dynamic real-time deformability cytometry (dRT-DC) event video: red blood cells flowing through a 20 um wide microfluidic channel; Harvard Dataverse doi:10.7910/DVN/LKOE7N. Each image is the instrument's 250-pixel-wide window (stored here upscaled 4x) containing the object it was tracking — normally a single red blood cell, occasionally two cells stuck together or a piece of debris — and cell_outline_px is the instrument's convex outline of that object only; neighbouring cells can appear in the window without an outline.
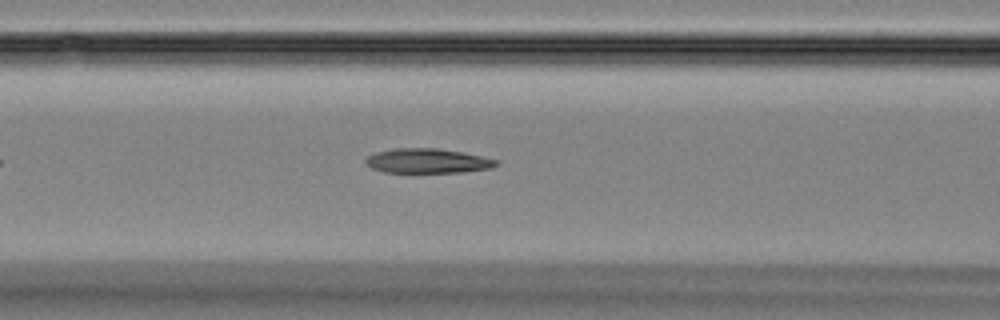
{"species": "Egyptian fruit bat (a non-hibernating species)", "species_latin": "Rousettus aegyptiacus", "temperature_condition": "room temperature", "stored_images_in_passage": 29, "camera_frame_rate_fps": 3000, "um_per_image_px": 0.085, "animal": {"sex": "female"}, "frame": {"image": 1, "passage_image": 12, "time_ms": 3.667, "image_size_px": [1000, 320], "cell_outline_px": [[500, 164], [492, 168], [460, 172], [384, 172], [372, 168], [364, 160], [368, 156], [376, 152], [392, 148], [436, 148], [464, 152], [500, 160]], "centroid_in_image_um": [36.39, 13.67], "position_along_channel_um": 130.2, "area_um2": 18.79}}
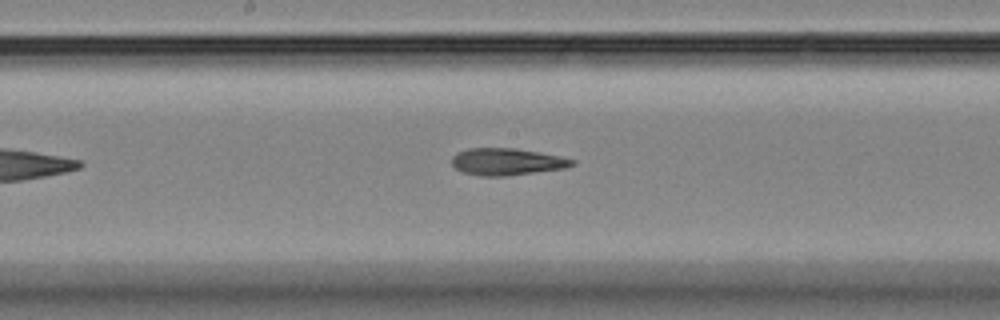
{"frame": {"image": 2, "passage_image": 18, "time_ms": 5.667, "image_size_px": [1000, 320], "cell_outline_px": [[576, 164], [568, 168], [504, 176], [480, 176], [464, 172], [456, 168], [452, 164], [452, 156], [456, 152], [468, 148], [516, 148], [540, 152], [560, 156], [576, 160]], "centroid_in_image_um": [43.11, 13.74], "position_along_channel_um": 205.1, "area_um2": 19.07}}
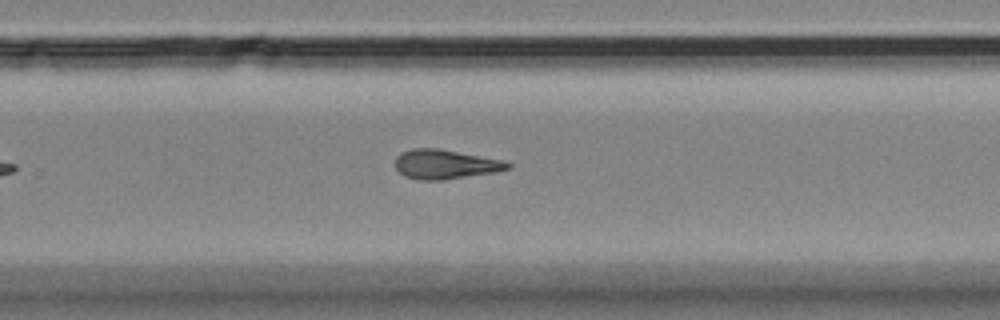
{"frame": {"image": 3, "passage_image": 25, "time_ms": 8.0, "image_size_px": [1000, 320], "cell_outline_px": [[512, 168], [496, 172], [444, 180], [416, 180], [404, 176], [396, 168], [396, 156], [400, 152], [412, 148], [436, 148], [504, 160], [512, 164]], "centroid_in_image_um": [37.85, 13.97], "position_along_channel_um": 291.9, "area_um2": 19.42}}